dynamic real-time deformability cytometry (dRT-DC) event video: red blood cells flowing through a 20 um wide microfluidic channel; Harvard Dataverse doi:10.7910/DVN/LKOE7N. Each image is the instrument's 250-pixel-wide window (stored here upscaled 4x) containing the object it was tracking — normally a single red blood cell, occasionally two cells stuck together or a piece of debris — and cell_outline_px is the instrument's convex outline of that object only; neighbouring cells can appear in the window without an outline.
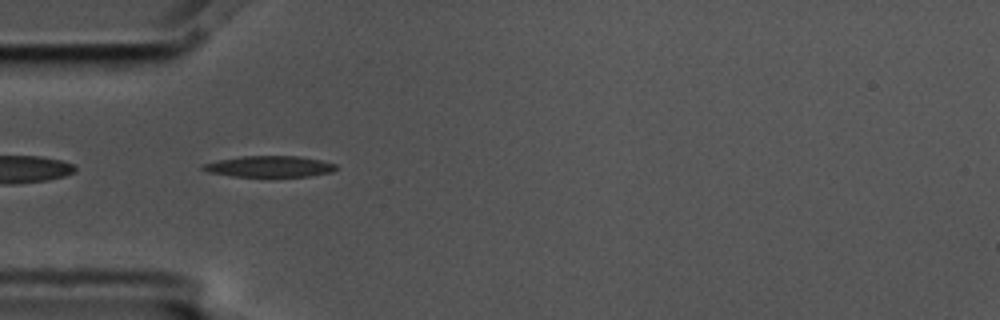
{"species": "common noctule bat (a hibernating species)", "species_latin": "Nyctalus noctula", "temperature_condition": "cold", "stored_images_in_passage": 3, "camera_frame_rate_fps": 3000, "um_per_image_px": 0.085, "animal": {"sex": "male", "body_mass_g": 17.5, "forearm_length_mm": 52.3}, "frame": {"image": 1, "passage_image": 2, "time_ms": 0.333, "image_size_px": [1000, 320], "cell_outline_px": [[340, 168], [332, 172], [308, 176], [232, 176], [208, 172], [200, 168], [204, 164], [216, 160], [240, 156], [300, 156], [320, 160], [336, 164]], "centroid_in_image_um": [22.92, 14.14], "position_along_channel_um": 62.1, "area_um2": 16.42}}